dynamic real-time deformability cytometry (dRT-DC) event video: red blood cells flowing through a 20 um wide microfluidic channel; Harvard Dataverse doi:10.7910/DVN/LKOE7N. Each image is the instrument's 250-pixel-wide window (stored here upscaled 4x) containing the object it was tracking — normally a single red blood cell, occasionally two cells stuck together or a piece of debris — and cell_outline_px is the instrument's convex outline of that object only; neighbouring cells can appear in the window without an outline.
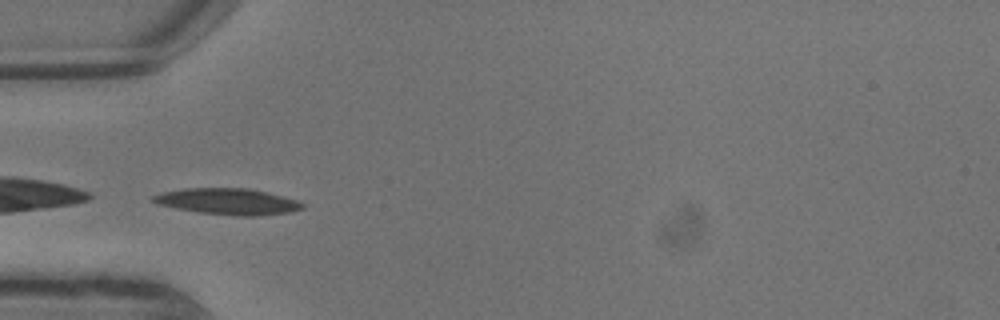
{"species": "common noctule bat (a hibernating species)", "species_latin": "Nyctalus noctula", "temperature_condition": "warm", "stored_images_in_passage": 7, "camera_frame_rate_fps": 3000, "um_per_image_px": 0.085, "animal": {"sex": "male", "body_mass_g": 13.3}, "frame": {"image": 1, "passage_image": 6, "time_ms": 1.667, "image_size_px": [1000, 320], "cell_outline_px": [[304, 208], [288, 212], [256, 216], [240, 216], [200, 212], [176, 208], [156, 204], [152, 200], [152, 196], [160, 192], [184, 188], [248, 188], [268, 192], [296, 200], [304, 204]], "centroid_in_image_um": [19.34, 17.12], "position_along_channel_um": 65.7, "area_um2": 22.72}}
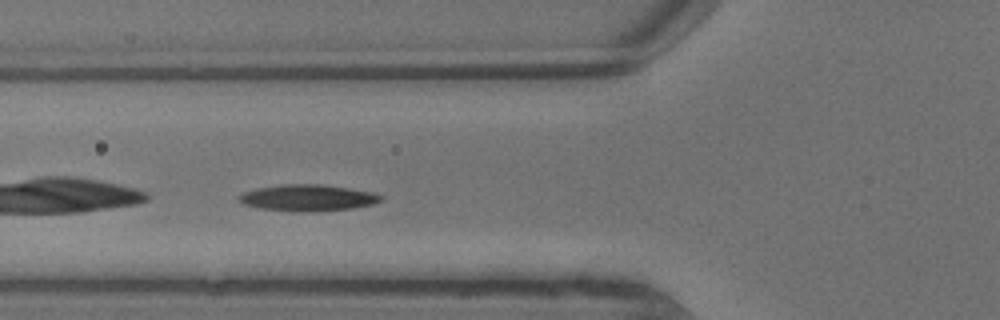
{"frame": {"image": 2, "passage_image": 7, "time_ms": 2.0, "image_size_px": [1000, 320], "cell_outline_px": [[384, 200], [376, 204], [352, 208], [300, 212], [260, 208], [244, 204], [236, 200], [236, 196], [244, 192], [256, 188], [280, 184], [324, 184], [372, 192], [384, 196]], "centroid_in_image_um": [26.16, 16.8], "position_along_channel_um": 99.6, "area_um2": 22.02}}